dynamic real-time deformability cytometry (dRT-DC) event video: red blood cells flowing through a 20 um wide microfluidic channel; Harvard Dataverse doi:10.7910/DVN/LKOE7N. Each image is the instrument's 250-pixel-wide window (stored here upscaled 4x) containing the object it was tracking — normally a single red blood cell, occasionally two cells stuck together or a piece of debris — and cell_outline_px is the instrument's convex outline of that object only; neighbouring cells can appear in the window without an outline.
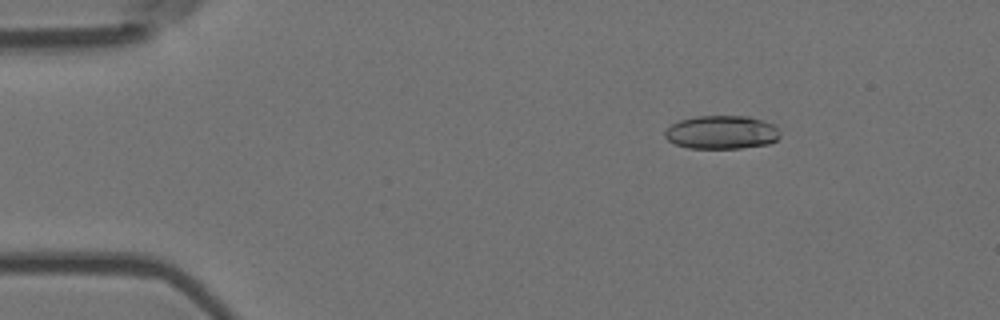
{"species": "Egyptian fruit bat (a non-hibernating species)", "species_latin": "Rousettus aegyptiacus", "temperature_condition": "room temperature", "stored_images_in_passage": 9, "camera_frame_rate_fps": 3000, "um_per_image_px": 0.085, "animal": {"sex": "female"}, "frame": {"image": 1, "passage_image": 3, "time_ms": 0.667, "image_size_px": [1000, 320], "cell_outline_px": [[780, 136], [776, 140], [768, 144], [740, 148], [688, 148], [676, 144], [668, 140], [664, 136], [664, 132], [672, 124], [680, 120], [696, 116], [748, 116], [764, 120], [776, 124], [780, 128]], "centroid_in_image_um": [61.39, 11.24], "position_along_channel_um": 23.6, "area_um2": 22.66}}
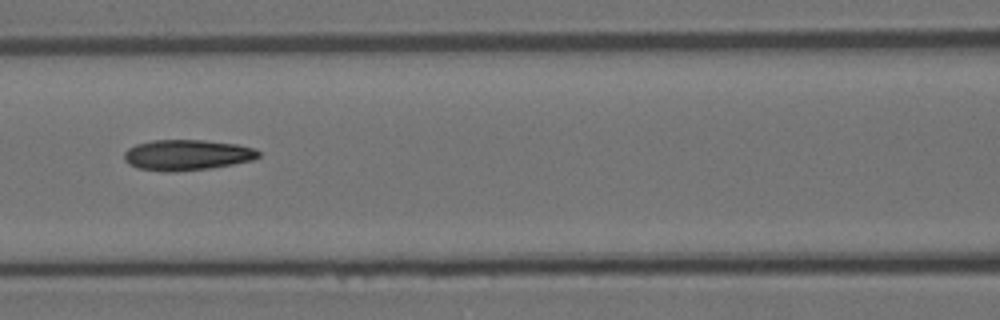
{"frame": {"image": 2, "passage_image": 7, "time_ms": 2.0, "image_size_px": [1000, 320], "cell_outline_px": [[260, 156], [252, 160], [232, 164], [208, 168], [172, 172], [168, 172], [136, 168], [128, 164], [124, 160], [124, 152], [128, 148], [136, 144], [152, 140], [204, 140], [236, 144], [256, 148], [260, 152]], "centroid_in_image_um": [15.87, 13.17], "position_along_channel_um": 150.7, "area_um2": 24.04}}
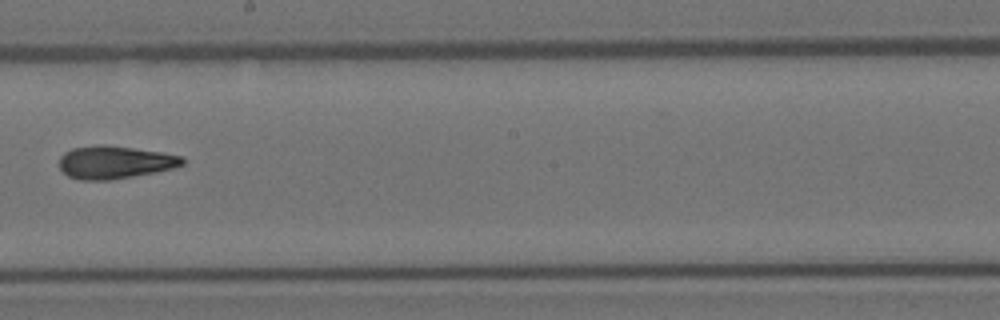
{"frame": {"image": 3, "passage_image": 9, "time_ms": 2.667, "image_size_px": [1000, 320], "cell_outline_px": [[184, 164], [172, 168], [156, 172], [108, 180], [80, 180], [68, 176], [60, 168], [60, 156], [64, 152], [72, 148], [100, 144], [104, 144], [160, 152], [184, 156]], "centroid_in_image_um": [9.74, 13.79], "position_along_channel_um": 238.5, "area_um2": 23.47}}